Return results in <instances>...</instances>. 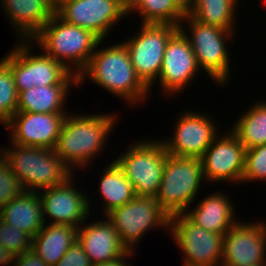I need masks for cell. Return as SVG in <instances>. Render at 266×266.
<instances>
[{
	"instance_id": "6da1fadb",
	"label": "cell",
	"mask_w": 266,
	"mask_h": 266,
	"mask_svg": "<svg viewBox=\"0 0 266 266\" xmlns=\"http://www.w3.org/2000/svg\"><path fill=\"white\" fill-rule=\"evenodd\" d=\"M91 56L87 66L78 75V84L82 85L85 77L110 93L126 100L131 105L145 101L149 88L137 76L125 44L98 49Z\"/></svg>"
},
{
	"instance_id": "7a4b0ae2",
	"label": "cell",
	"mask_w": 266,
	"mask_h": 266,
	"mask_svg": "<svg viewBox=\"0 0 266 266\" xmlns=\"http://www.w3.org/2000/svg\"><path fill=\"white\" fill-rule=\"evenodd\" d=\"M115 118L108 113L66 115L54 150L73 173L75 166L87 167L102 151L115 126Z\"/></svg>"
},
{
	"instance_id": "3957f363",
	"label": "cell",
	"mask_w": 266,
	"mask_h": 266,
	"mask_svg": "<svg viewBox=\"0 0 266 266\" xmlns=\"http://www.w3.org/2000/svg\"><path fill=\"white\" fill-rule=\"evenodd\" d=\"M101 42L91 31L67 23L56 12L32 39V43H37L41 51L77 77Z\"/></svg>"
},
{
	"instance_id": "277c9868",
	"label": "cell",
	"mask_w": 266,
	"mask_h": 266,
	"mask_svg": "<svg viewBox=\"0 0 266 266\" xmlns=\"http://www.w3.org/2000/svg\"><path fill=\"white\" fill-rule=\"evenodd\" d=\"M12 145L2 148V155L25 191L39 192L60 185L73 174L54 149Z\"/></svg>"
},
{
	"instance_id": "5b68a950",
	"label": "cell",
	"mask_w": 266,
	"mask_h": 266,
	"mask_svg": "<svg viewBox=\"0 0 266 266\" xmlns=\"http://www.w3.org/2000/svg\"><path fill=\"white\" fill-rule=\"evenodd\" d=\"M204 179L200 158L176 157L167 153L163 177L155 199L171 217L194 203Z\"/></svg>"
},
{
	"instance_id": "8992f818",
	"label": "cell",
	"mask_w": 266,
	"mask_h": 266,
	"mask_svg": "<svg viewBox=\"0 0 266 266\" xmlns=\"http://www.w3.org/2000/svg\"><path fill=\"white\" fill-rule=\"evenodd\" d=\"M183 21H186L191 28L189 35L183 23L179 29L188 38L199 69H203L217 84H227L230 76V60L225 43L229 37L230 39L234 37L232 35L235 32L198 22L190 15H185Z\"/></svg>"
},
{
	"instance_id": "52a82bcc",
	"label": "cell",
	"mask_w": 266,
	"mask_h": 266,
	"mask_svg": "<svg viewBox=\"0 0 266 266\" xmlns=\"http://www.w3.org/2000/svg\"><path fill=\"white\" fill-rule=\"evenodd\" d=\"M128 147L115 161L133 186L136 196L155 197L166 162L164 143L161 140H139Z\"/></svg>"
},
{
	"instance_id": "ba28073f",
	"label": "cell",
	"mask_w": 266,
	"mask_h": 266,
	"mask_svg": "<svg viewBox=\"0 0 266 266\" xmlns=\"http://www.w3.org/2000/svg\"><path fill=\"white\" fill-rule=\"evenodd\" d=\"M105 217L113 224L125 248L133 253V246L149 229L164 227L169 230L170 226V216L154 197L135 196Z\"/></svg>"
},
{
	"instance_id": "9c48e42d",
	"label": "cell",
	"mask_w": 266,
	"mask_h": 266,
	"mask_svg": "<svg viewBox=\"0 0 266 266\" xmlns=\"http://www.w3.org/2000/svg\"><path fill=\"white\" fill-rule=\"evenodd\" d=\"M140 28L134 37L123 43L137 76L151 91L162 68L166 44L179 27L170 24H142Z\"/></svg>"
},
{
	"instance_id": "30bf717a",
	"label": "cell",
	"mask_w": 266,
	"mask_h": 266,
	"mask_svg": "<svg viewBox=\"0 0 266 266\" xmlns=\"http://www.w3.org/2000/svg\"><path fill=\"white\" fill-rule=\"evenodd\" d=\"M20 41L3 57L10 66L18 93L35 86L58 85L70 73L60 62L43 51L38 56L31 55V40Z\"/></svg>"
},
{
	"instance_id": "8fae6325",
	"label": "cell",
	"mask_w": 266,
	"mask_h": 266,
	"mask_svg": "<svg viewBox=\"0 0 266 266\" xmlns=\"http://www.w3.org/2000/svg\"><path fill=\"white\" fill-rule=\"evenodd\" d=\"M169 231L185 255L182 266H221L224 237L222 234L203 229L184 213L170 217Z\"/></svg>"
},
{
	"instance_id": "7c38bea8",
	"label": "cell",
	"mask_w": 266,
	"mask_h": 266,
	"mask_svg": "<svg viewBox=\"0 0 266 266\" xmlns=\"http://www.w3.org/2000/svg\"><path fill=\"white\" fill-rule=\"evenodd\" d=\"M55 12L67 23L91 31L102 41L111 27L127 16L119 0H65Z\"/></svg>"
},
{
	"instance_id": "4fadbf2b",
	"label": "cell",
	"mask_w": 266,
	"mask_h": 266,
	"mask_svg": "<svg viewBox=\"0 0 266 266\" xmlns=\"http://www.w3.org/2000/svg\"><path fill=\"white\" fill-rule=\"evenodd\" d=\"M222 137L217 135L200 158L204 180L242 183L246 149L231 129Z\"/></svg>"
},
{
	"instance_id": "5bb4252c",
	"label": "cell",
	"mask_w": 266,
	"mask_h": 266,
	"mask_svg": "<svg viewBox=\"0 0 266 266\" xmlns=\"http://www.w3.org/2000/svg\"><path fill=\"white\" fill-rule=\"evenodd\" d=\"M181 113L172 139H164L166 152L176 157L201 158L217 136L212 119L199 112ZM211 119V120H210Z\"/></svg>"
},
{
	"instance_id": "9a60e30c",
	"label": "cell",
	"mask_w": 266,
	"mask_h": 266,
	"mask_svg": "<svg viewBox=\"0 0 266 266\" xmlns=\"http://www.w3.org/2000/svg\"><path fill=\"white\" fill-rule=\"evenodd\" d=\"M199 66L190 42L185 34L178 29L168 40L163 64L158 76L163 93L174 95L183 91L186 85L194 79Z\"/></svg>"
},
{
	"instance_id": "2e32d148",
	"label": "cell",
	"mask_w": 266,
	"mask_h": 266,
	"mask_svg": "<svg viewBox=\"0 0 266 266\" xmlns=\"http://www.w3.org/2000/svg\"><path fill=\"white\" fill-rule=\"evenodd\" d=\"M265 222H237L223 237L221 266L252 265L266 260Z\"/></svg>"
},
{
	"instance_id": "e0dca14e",
	"label": "cell",
	"mask_w": 266,
	"mask_h": 266,
	"mask_svg": "<svg viewBox=\"0 0 266 266\" xmlns=\"http://www.w3.org/2000/svg\"><path fill=\"white\" fill-rule=\"evenodd\" d=\"M67 114L16 112L6 123L11 144L54 149Z\"/></svg>"
},
{
	"instance_id": "ac0fdd59",
	"label": "cell",
	"mask_w": 266,
	"mask_h": 266,
	"mask_svg": "<svg viewBox=\"0 0 266 266\" xmlns=\"http://www.w3.org/2000/svg\"><path fill=\"white\" fill-rule=\"evenodd\" d=\"M72 177L73 175L60 185L41 190L42 193L39 191L45 223V215L48 214L54 220L52 224H66L79 228L88 218L90 199L81 193V190L73 188L75 186L72 181L76 178Z\"/></svg>"
},
{
	"instance_id": "d6986e66",
	"label": "cell",
	"mask_w": 266,
	"mask_h": 266,
	"mask_svg": "<svg viewBox=\"0 0 266 266\" xmlns=\"http://www.w3.org/2000/svg\"><path fill=\"white\" fill-rule=\"evenodd\" d=\"M86 225L78 228L77 241L92 265L114 261L129 252L108 218Z\"/></svg>"
},
{
	"instance_id": "ffe728a7",
	"label": "cell",
	"mask_w": 266,
	"mask_h": 266,
	"mask_svg": "<svg viewBox=\"0 0 266 266\" xmlns=\"http://www.w3.org/2000/svg\"><path fill=\"white\" fill-rule=\"evenodd\" d=\"M0 5L22 41L32 40L55 13L48 0H0Z\"/></svg>"
},
{
	"instance_id": "44dd1931",
	"label": "cell",
	"mask_w": 266,
	"mask_h": 266,
	"mask_svg": "<svg viewBox=\"0 0 266 266\" xmlns=\"http://www.w3.org/2000/svg\"><path fill=\"white\" fill-rule=\"evenodd\" d=\"M77 82L78 77L70 72L58 85L35 86L19 92L16 112L66 113L63 106L69 88L72 84L77 86Z\"/></svg>"
},
{
	"instance_id": "7402d4cb",
	"label": "cell",
	"mask_w": 266,
	"mask_h": 266,
	"mask_svg": "<svg viewBox=\"0 0 266 266\" xmlns=\"http://www.w3.org/2000/svg\"><path fill=\"white\" fill-rule=\"evenodd\" d=\"M223 194L220 191L209 194L199 201L192 211H185L184 214L203 229L224 236L238 220L234 217L235 209H233L232 201L226 194Z\"/></svg>"
},
{
	"instance_id": "603a6c76",
	"label": "cell",
	"mask_w": 266,
	"mask_h": 266,
	"mask_svg": "<svg viewBox=\"0 0 266 266\" xmlns=\"http://www.w3.org/2000/svg\"><path fill=\"white\" fill-rule=\"evenodd\" d=\"M0 219L34 237L45 225L39 192L24 191L0 209Z\"/></svg>"
},
{
	"instance_id": "cb8c5ba5",
	"label": "cell",
	"mask_w": 266,
	"mask_h": 266,
	"mask_svg": "<svg viewBox=\"0 0 266 266\" xmlns=\"http://www.w3.org/2000/svg\"><path fill=\"white\" fill-rule=\"evenodd\" d=\"M78 227L49 224L33 237L32 250L49 266H55L77 241Z\"/></svg>"
},
{
	"instance_id": "d4e9b609",
	"label": "cell",
	"mask_w": 266,
	"mask_h": 266,
	"mask_svg": "<svg viewBox=\"0 0 266 266\" xmlns=\"http://www.w3.org/2000/svg\"><path fill=\"white\" fill-rule=\"evenodd\" d=\"M99 191L105 200L102 207L107 215L113 209L130 202L135 196V191L130 181L126 178L122 168L114 160L103 170Z\"/></svg>"
},
{
	"instance_id": "484cf974",
	"label": "cell",
	"mask_w": 266,
	"mask_h": 266,
	"mask_svg": "<svg viewBox=\"0 0 266 266\" xmlns=\"http://www.w3.org/2000/svg\"><path fill=\"white\" fill-rule=\"evenodd\" d=\"M237 1L239 0H196L188 15L198 22L235 32Z\"/></svg>"
},
{
	"instance_id": "4316f807",
	"label": "cell",
	"mask_w": 266,
	"mask_h": 266,
	"mask_svg": "<svg viewBox=\"0 0 266 266\" xmlns=\"http://www.w3.org/2000/svg\"><path fill=\"white\" fill-rule=\"evenodd\" d=\"M256 102L238 117L232 131L238 136L245 149L266 144V100ZM251 108V109H250Z\"/></svg>"
},
{
	"instance_id": "83f0119b",
	"label": "cell",
	"mask_w": 266,
	"mask_h": 266,
	"mask_svg": "<svg viewBox=\"0 0 266 266\" xmlns=\"http://www.w3.org/2000/svg\"><path fill=\"white\" fill-rule=\"evenodd\" d=\"M139 12L142 24H170L179 27L185 14L173 0H142L132 11Z\"/></svg>"
},
{
	"instance_id": "f1b7e54d",
	"label": "cell",
	"mask_w": 266,
	"mask_h": 266,
	"mask_svg": "<svg viewBox=\"0 0 266 266\" xmlns=\"http://www.w3.org/2000/svg\"><path fill=\"white\" fill-rule=\"evenodd\" d=\"M18 90L14 83L10 66L0 60V117L7 123L16 113Z\"/></svg>"
},
{
	"instance_id": "f546056e",
	"label": "cell",
	"mask_w": 266,
	"mask_h": 266,
	"mask_svg": "<svg viewBox=\"0 0 266 266\" xmlns=\"http://www.w3.org/2000/svg\"><path fill=\"white\" fill-rule=\"evenodd\" d=\"M266 181V144L249 148L245 152L242 182Z\"/></svg>"
},
{
	"instance_id": "4dcf8cb0",
	"label": "cell",
	"mask_w": 266,
	"mask_h": 266,
	"mask_svg": "<svg viewBox=\"0 0 266 266\" xmlns=\"http://www.w3.org/2000/svg\"><path fill=\"white\" fill-rule=\"evenodd\" d=\"M33 237L0 219V245L15 255L32 249Z\"/></svg>"
},
{
	"instance_id": "1f68e13d",
	"label": "cell",
	"mask_w": 266,
	"mask_h": 266,
	"mask_svg": "<svg viewBox=\"0 0 266 266\" xmlns=\"http://www.w3.org/2000/svg\"><path fill=\"white\" fill-rule=\"evenodd\" d=\"M25 189L18 177L12 172L6 158L0 156V209L20 196Z\"/></svg>"
},
{
	"instance_id": "d6a6232c",
	"label": "cell",
	"mask_w": 266,
	"mask_h": 266,
	"mask_svg": "<svg viewBox=\"0 0 266 266\" xmlns=\"http://www.w3.org/2000/svg\"><path fill=\"white\" fill-rule=\"evenodd\" d=\"M55 266H92L82 246L76 241Z\"/></svg>"
},
{
	"instance_id": "836d02e7",
	"label": "cell",
	"mask_w": 266,
	"mask_h": 266,
	"mask_svg": "<svg viewBox=\"0 0 266 266\" xmlns=\"http://www.w3.org/2000/svg\"><path fill=\"white\" fill-rule=\"evenodd\" d=\"M12 266H49L47 265L34 250H28L22 254L16 255L15 262Z\"/></svg>"
},
{
	"instance_id": "e575fe53",
	"label": "cell",
	"mask_w": 266,
	"mask_h": 266,
	"mask_svg": "<svg viewBox=\"0 0 266 266\" xmlns=\"http://www.w3.org/2000/svg\"><path fill=\"white\" fill-rule=\"evenodd\" d=\"M16 255L0 245V265H10L15 262Z\"/></svg>"
},
{
	"instance_id": "d590c367",
	"label": "cell",
	"mask_w": 266,
	"mask_h": 266,
	"mask_svg": "<svg viewBox=\"0 0 266 266\" xmlns=\"http://www.w3.org/2000/svg\"><path fill=\"white\" fill-rule=\"evenodd\" d=\"M176 6L185 14L188 15L195 5L196 0H173Z\"/></svg>"
},
{
	"instance_id": "8d00e7d4",
	"label": "cell",
	"mask_w": 266,
	"mask_h": 266,
	"mask_svg": "<svg viewBox=\"0 0 266 266\" xmlns=\"http://www.w3.org/2000/svg\"><path fill=\"white\" fill-rule=\"evenodd\" d=\"M141 1L142 0H119V4L121 8L127 13V15H129L140 4Z\"/></svg>"
},
{
	"instance_id": "74e56055",
	"label": "cell",
	"mask_w": 266,
	"mask_h": 266,
	"mask_svg": "<svg viewBox=\"0 0 266 266\" xmlns=\"http://www.w3.org/2000/svg\"><path fill=\"white\" fill-rule=\"evenodd\" d=\"M133 254V252H128L125 254L122 258L116 259L114 261L110 262H104V263H99V264H94L92 266H130L128 265L125 260L127 257H130Z\"/></svg>"
},
{
	"instance_id": "f35d334b",
	"label": "cell",
	"mask_w": 266,
	"mask_h": 266,
	"mask_svg": "<svg viewBox=\"0 0 266 266\" xmlns=\"http://www.w3.org/2000/svg\"><path fill=\"white\" fill-rule=\"evenodd\" d=\"M49 3L56 9L59 7L65 0H48Z\"/></svg>"
},
{
	"instance_id": "ab89813d",
	"label": "cell",
	"mask_w": 266,
	"mask_h": 266,
	"mask_svg": "<svg viewBox=\"0 0 266 266\" xmlns=\"http://www.w3.org/2000/svg\"><path fill=\"white\" fill-rule=\"evenodd\" d=\"M236 266H266V260L258 264H252V265L247 264V265H236Z\"/></svg>"
},
{
	"instance_id": "60d3db41",
	"label": "cell",
	"mask_w": 266,
	"mask_h": 266,
	"mask_svg": "<svg viewBox=\"0 0 266 266\" xmlns=\"http://www.w3.org/2000/svg\"><path fill=\"white\" fill-rule=\"evenodd\" d=\"M0 123H3L4 126L6 127V123L4 122V120L0 117Z\"/></svg>"
}]
</instances>
